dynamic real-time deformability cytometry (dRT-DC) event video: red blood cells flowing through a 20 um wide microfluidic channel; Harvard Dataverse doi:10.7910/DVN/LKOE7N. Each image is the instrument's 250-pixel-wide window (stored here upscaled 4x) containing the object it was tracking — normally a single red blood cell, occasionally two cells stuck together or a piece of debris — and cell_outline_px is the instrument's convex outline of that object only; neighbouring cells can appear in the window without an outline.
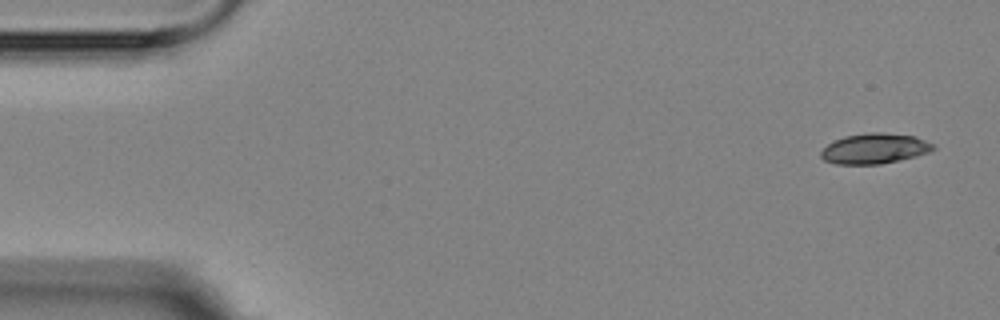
{"species": "Egyptian fruit bat (a non-hibernating species)", "species_latin": "Rousettus aegyptiacus", "temperature_condition": "room temperature", "stored_images_in_passage": 5, "camera_frame_rate_fps": 3000, "um_per_image_px": 0.085, "animal": {"sex": "female"}, "frame": {"image": 1, "passage_image": 1, "time_ms": 0.0, "image_size_px": [1000, 320], "cell_outline_px": [[936, 148], [928, 152], [916, 156], [880, 164], [836, 164], [824, 160], [820, 156], [820, 152], [828, 144], [844, 136], [872, 132], [884, 132], [916, 136], [932, 144]], "centroid_in_image_um": [74.33, 12.62], "position_along_channel_um": 10.7, "area_um2": 19.71}}
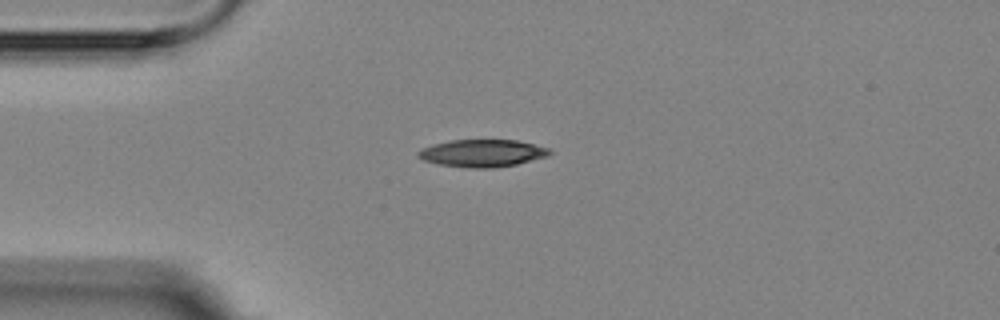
{"frame": {"image": 2, "passage_image": 3, "time_ms": 3.667, "image_size_px": [1000, 320], "cell_outline_px": [[552, 152], [548, 156], [516, 164], [492, 168], [468, 168], [436, 164], [424, 160], [416, 156], [416, 152], [432, 144], [452, 140], [516, 140], [548, 148]], "centroid_in_image_um": [40.96, 13.02], "position_along_channel_um": 44.0, "area_um2": 20.92}}
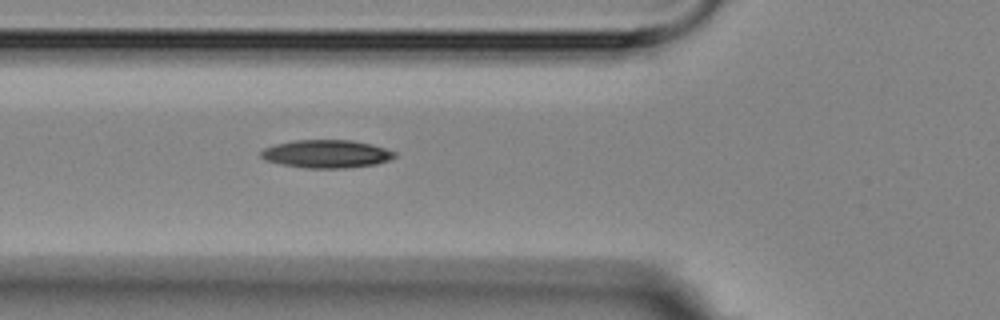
{"frame": {"image": 3, "passage_image": 5, "time_ms": 5.667, "image_size_px": [1000, 320], "cell_outline_px": [[396, 156], [388, 160], [376, 164], [344, 168], [304, 168], [280, 164], [264, 160], [260, 156], [260, 152], [264, 148], [276, 144], [296, 140], [352, 140], [372, 144], [396, 152]], "centroid_in_image_um": [27.73, 13.08], "position_along_channel_um": 98.1, "area_um2": 21.85}}